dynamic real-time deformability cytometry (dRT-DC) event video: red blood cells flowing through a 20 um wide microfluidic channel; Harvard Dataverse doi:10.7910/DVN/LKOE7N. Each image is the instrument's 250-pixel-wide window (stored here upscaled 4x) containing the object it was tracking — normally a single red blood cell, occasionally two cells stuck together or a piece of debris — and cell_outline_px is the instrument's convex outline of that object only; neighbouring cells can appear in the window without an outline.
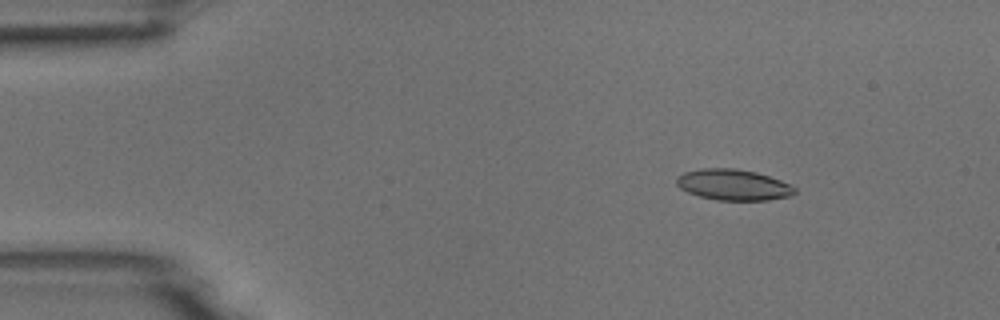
{"species": "common noctule bat (a hibernating species)", "species_latin": "Nyctalus noctula", "temperature_condition": "room temperature", "stored_images_in_passage": 5, "camera_frame_rate_fps": 3000, "um_per_image_px": 0.085, "animal": {"sex": "male", "body_mass_g": 18.8}, "frame": {"image": 1, "passage_image": 3, "time_ms": 2.0, "image_size_px": [1000, 320], "cell_outline_px": [[796, 192], [792, 196], [768, 200], [716, 200], [700, 196], [688, 192], [680, 188], [676, 184], [676, 176], [684, 172], [700, 168], [736, 168], [756, 172], [780, 180], [796, 188]], "centroid_in_image_um": [62.31, 15.7], "position_along_channel_um": 22.7, "area_um2": 21.39}}